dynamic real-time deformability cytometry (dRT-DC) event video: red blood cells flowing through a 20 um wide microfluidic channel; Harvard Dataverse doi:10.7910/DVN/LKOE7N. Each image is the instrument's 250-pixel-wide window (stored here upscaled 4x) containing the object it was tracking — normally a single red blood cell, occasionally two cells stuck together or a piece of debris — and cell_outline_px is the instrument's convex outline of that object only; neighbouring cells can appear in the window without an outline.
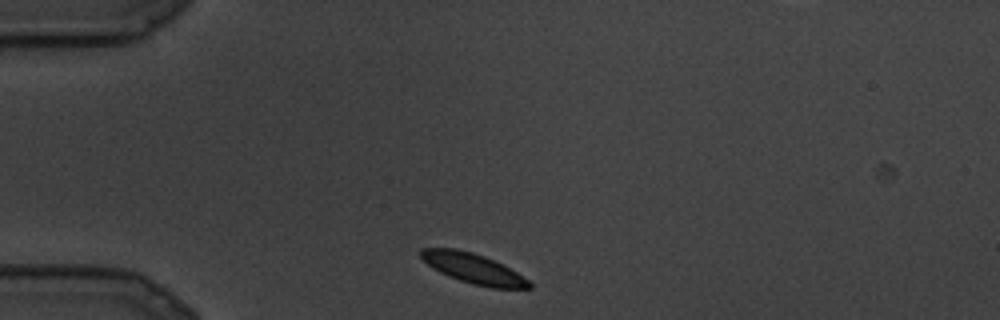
{"species": "common noctule bat (a hibernating species)", "species_latin": "Nyctalus noctula", "temperature_condition": "cold", "stored_images_in_passage": 8, "camera_frame_rate_fps": 3000, "um_per_image_px": 0.085, "animal": {"sex": "male", "body_mass_g": 19.5, "forearm_length_mm": 54.6}, "frame": {"image": 1, "passage_image": 1, "time_ms": 0.0, "image_size_px": [1000, 320], "cell_outline_px": [[532, 288], [492, 288], [472, 284], [448, 276], [440, 272], [428, 264], [420, 256], [420, 248], [456, 248], [472, 252], [484, 256], [516, 272], [528, 280], [532, 284]], "centroid_in_image_um": [40.21, 22.82], "position_along_channel_um": 44.8, "area_um2": 18.67}}
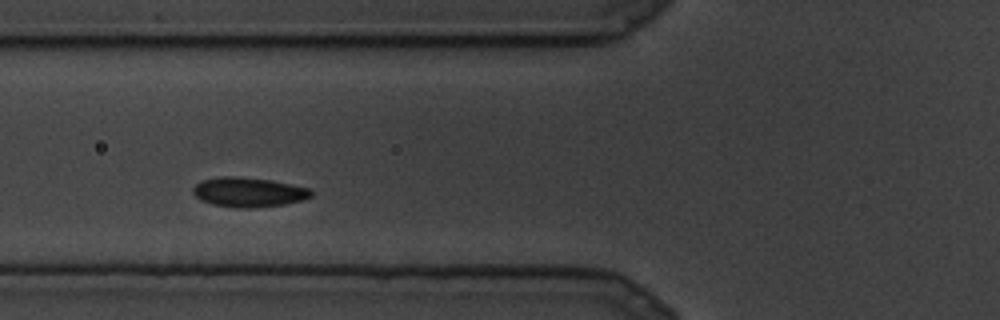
{"frame": {"image": 2, "passage_image": 5, "time_ms": 1.333, "image_size_px": [1000, 320], "cell_outline_px": [[312, 196], [304, 200], [284, 204], [248, 208], [236, 208], [212, 204], [200, 200], [192, 192], [192, 188], [200, 180], [220, 176], [236, 176], [272, 180], [312, 188]], "centroid_in_image_um": [21.13, 16.32], "position_along_channel_um": 104.7, "area_um2": 20.63}}
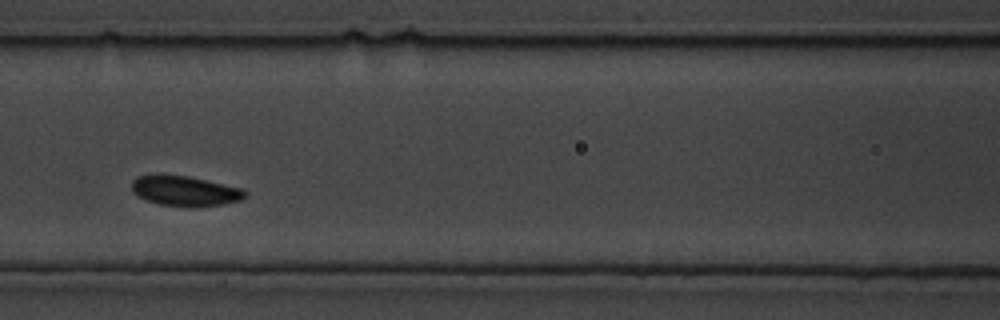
{"frame": {"image": 3, "passage_image": 7, "time_ms": 2.0, "image_size_px": [1000, 320], "cell_outline_px": [[248, 192], [240, 200], [224, 204], [200, 208], [188, 208], [160, 204], [144, 200], [132, 192], [132, 180], [136, 176], [152, 172], [160, 172], [188, 176], [244, 188]], "centroid_in_image_um": [15.67, 16.21], "position_along_channel_um": 150.9, "area_um2": 20.92}}